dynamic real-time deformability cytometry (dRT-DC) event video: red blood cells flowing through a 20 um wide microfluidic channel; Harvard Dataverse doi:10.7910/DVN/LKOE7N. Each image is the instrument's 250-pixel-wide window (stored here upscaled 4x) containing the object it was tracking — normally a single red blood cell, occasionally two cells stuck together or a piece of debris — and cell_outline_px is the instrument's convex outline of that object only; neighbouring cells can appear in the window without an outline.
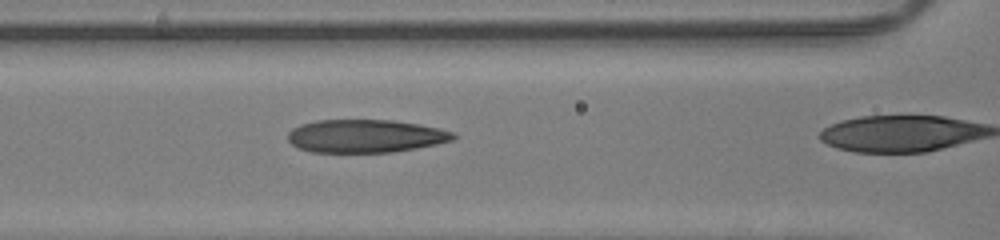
{"species": "human", "species_latin": "Homo sapiens", "temperature_condition": "room temperature", "stored_images_in_passage": 45, "camera_frame_rate_fps": 3000, "um_per_image_px": 0.085, "donor": {"sex": "male"}, "frame": {"image": 1, "passage_image": 27, "time_ms": 8.667, "image_size_px": [1000, 240], "cell_outline_px": [[456, 136], [452, 140], [436, 144], [416, 148], [392, 152], [312, 152], [300, 148], [292, 144], [288, 140], [288, 132], [292, 128], [300, 124], [316, 120], [392, 120], [420, 124], [440, 128], [452, 132]], "centroid_in_image_um": [31.05, 11.56], "position_along_channel_um": 135.6, "area_um2": 31.85}}
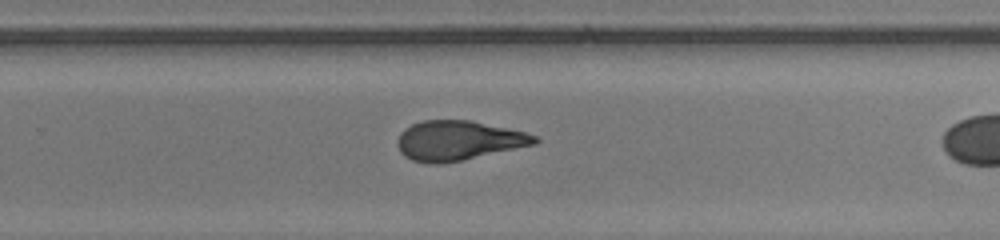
{"frame": {"image": 2, "passage_image": 38, "time_ms": 12.333, "image_size_px": [1000, 240], "cell_outline_px": [[540, 140], [536, 144], [460, 160], [440, 164], [428, 164], [412, 160], [404, 156], [400, 152], [396, 144], [400, 132], [404, 128], [412, 124], [424, 120], [472, 120], [524, 132], [536, 136]], "centroid_in_image_um": [38.91, 11.94], "position_along_channel_um": 290.9, "area_um2": 31.62}}
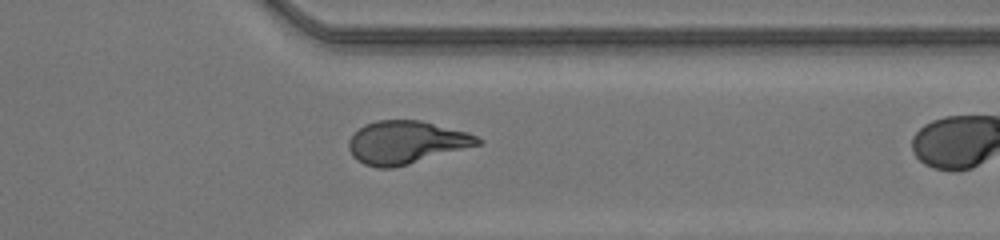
{"frame": {"image": 3, "passage_image": 44, "time_ms": 14.333, "image_size_px": [1000, 240], "cell_outline_px": [[484, 140], [480, 144], [408, 164], [392, 168], [376, 168], [364, 164], [356, 160], [352, 156], [348, 148], [348, 140], [364, 124], [376, 120], [420, 120], [468, 132]], "centroid_in_image_um": [34.49, 12.1], "position_along_channel_um": 376.9, "area_um2": 32.14}}